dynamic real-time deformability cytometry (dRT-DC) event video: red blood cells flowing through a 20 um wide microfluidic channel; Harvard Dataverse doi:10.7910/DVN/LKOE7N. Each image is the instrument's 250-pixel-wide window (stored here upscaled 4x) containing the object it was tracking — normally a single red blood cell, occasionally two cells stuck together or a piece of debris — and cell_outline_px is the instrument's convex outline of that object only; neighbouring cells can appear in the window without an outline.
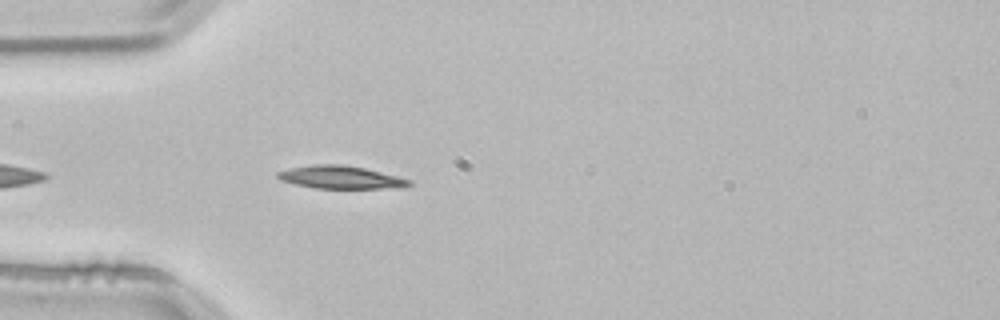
{"species": "common noctule bat (a hibernating species)", "species_latin": "Nyctalus noctula", "temperature_condition": "room temperature", "stored_images_in_passage": 28, "camera_frame_rate_fps": 3000, "um_per_image_px": 0.085, "animal": {"sex": "male", "body_mass_g": 21.5, "forearm_length_mm": 52.0}, "frame": {"image": 1, "passage_image": 5, "time_ms": 1.333, "image_size_px": [1000, 320], "cell_outline_px": [[412, 184], [380, 188], [312, 188], [280, 180], [276, 176], [276, 172], [288, 168], [312, 164], [344, 164], [364, 168], [412, 180]], "centroid_in_image_um": [28.84, 15.05], "position_along_channel_um": 56.2, "area_um2": 17.28}}